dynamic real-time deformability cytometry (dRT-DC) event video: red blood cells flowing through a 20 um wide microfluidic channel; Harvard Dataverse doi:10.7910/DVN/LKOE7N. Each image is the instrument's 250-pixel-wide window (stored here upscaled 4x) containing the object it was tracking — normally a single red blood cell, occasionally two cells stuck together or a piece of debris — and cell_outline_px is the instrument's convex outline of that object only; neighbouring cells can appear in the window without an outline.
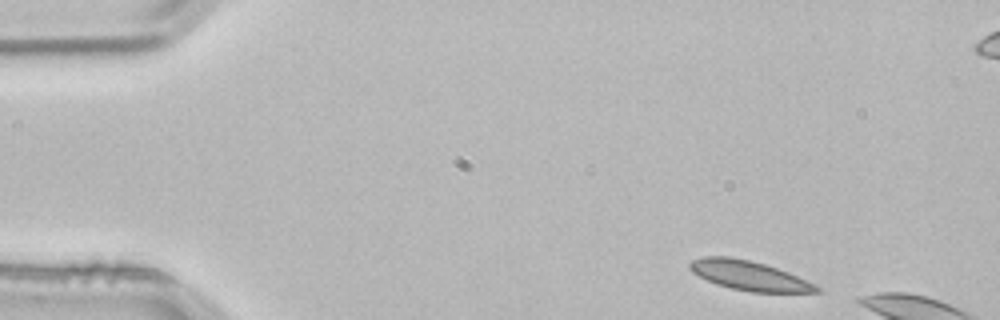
{"species": "common noctule bat (a hibernating species)", "species_latin": "Nyctalus noctula", "temperature_condition": "room temperature", "stored_images_in_passage": 2, "camera_frame_rate_fps": 3000, "um_per_image_px": 0.085, "animal": {"sex": "male", "body_mass_g": 21.5, "forearm_length_mm": 52.0}, "frame": {"image": 1, "passage_image": 1, "time_ms": 0.0, "image_size_px": [1000, 320], "cell_outline_px": [[824, 292], [752, 292], [732, 288], [716, 284], [692, 272], [688, 268], [688, 264], [692, 260], [704, 256], [728, 256], [748, 260], [764, 264], [788, 272], [816, 284]], "centroid_in_image_um": [63.68, 23.42], "position_along_channel_um": 21.3, "area_um2": 21.62}}